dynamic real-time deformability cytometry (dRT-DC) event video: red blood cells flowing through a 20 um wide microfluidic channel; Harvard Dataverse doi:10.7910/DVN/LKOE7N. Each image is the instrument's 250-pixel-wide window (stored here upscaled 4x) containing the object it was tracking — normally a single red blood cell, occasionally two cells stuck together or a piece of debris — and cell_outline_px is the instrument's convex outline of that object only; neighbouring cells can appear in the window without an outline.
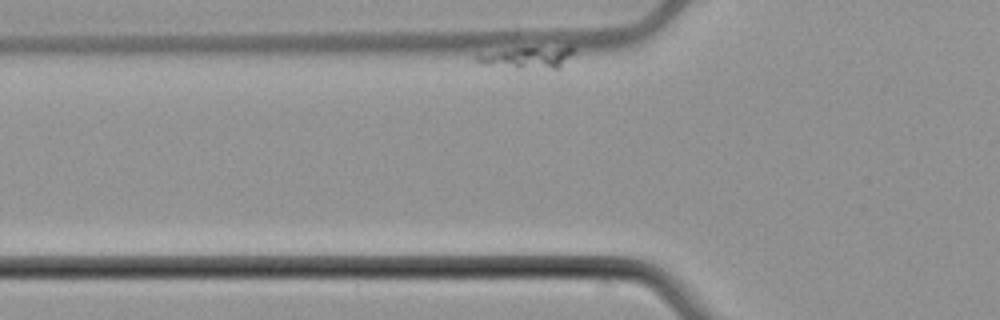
{"species": "common noctule bat (a hibernating species)", "species_latin": "Nyctalus noctula", "temperature_condition": "cold", "stored_images_in_passage": 6, "segment_of_instrument_passage": [2, 2], "camera_frame_rate_fps": 3000, "um_per_image_px": 0.085, "animal": {"sex": "male", "body_mass_g": 21.5, "forearm_length_mm": 52.0}, "frame": {"image": 1, "passage_image": 6, "time_ms": 7.0, "image_size_px": [1000, 320], "cell_outline_px": [[576, 52], [560, 68], [516, 68], [484, 64], [476, 60], [476, 56], [516, 48], [576, 48]], "centroid_in_image_um": [44.94, 4.91], "position_along_channel_um": 80.9, "area_um2": 11.56}}